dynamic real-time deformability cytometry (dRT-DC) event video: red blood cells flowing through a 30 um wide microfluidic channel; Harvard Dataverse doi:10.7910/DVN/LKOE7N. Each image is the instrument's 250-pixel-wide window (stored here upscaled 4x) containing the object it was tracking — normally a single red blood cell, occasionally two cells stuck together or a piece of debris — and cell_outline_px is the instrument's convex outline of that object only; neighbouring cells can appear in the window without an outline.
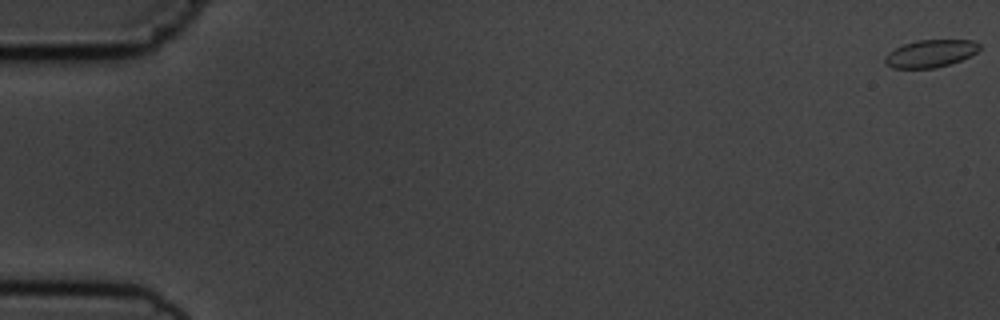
{"species": "common noctule bat (a hibernating species)", "species_latin": "Nyctalus noctula", "temperature_condition": "cold", "stored_images_in_passage": 5, "camera_frame_rate_fps": 3000, "um_per_image_px": 0.085, "animal": {"sex": "male", "body_mass_g": 19.5, "forearm_length_mm": 54.6}, "frame": {"image": 1, "passage_image": 1, "time_ms": 0.0, "image_size_px": [1000, 320], "cell_outline_px": [[980, 48], [976, 52], [960, 60], [948, 64], [932, 68], [892, 68], [884, 60], [884, 56], [888, 52], [904, 44], [916, 40], [972, 40], [980, 44]], "centroid_in_image_um": [79.07, 4.54], "position_along_channel_um": 5.9, "area_um2": 14.91}}
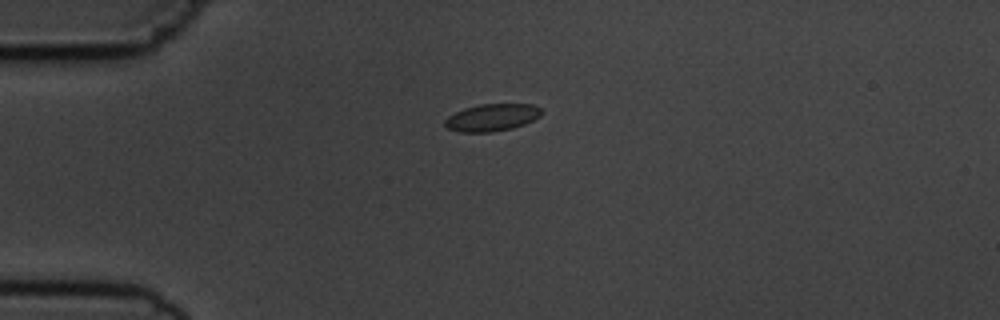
{"frame": {"image": 2, "passage_image": 5, "time_ms": 4.667, "image_size_px": [1000, 320], "cell_outline_px": [[544, 112], [540, 116], [524, 124], [512, 128], [492, 132], [460, 132], [448, 128], [444, 124], [444, 120], [448, 116], [464, 108], [480, 104], [532, 104], [540, 108]], "centroid_in_image_um": [41.82, 9.98], "position_along_channel_um": 43.2, "area_um2": 15.32}}